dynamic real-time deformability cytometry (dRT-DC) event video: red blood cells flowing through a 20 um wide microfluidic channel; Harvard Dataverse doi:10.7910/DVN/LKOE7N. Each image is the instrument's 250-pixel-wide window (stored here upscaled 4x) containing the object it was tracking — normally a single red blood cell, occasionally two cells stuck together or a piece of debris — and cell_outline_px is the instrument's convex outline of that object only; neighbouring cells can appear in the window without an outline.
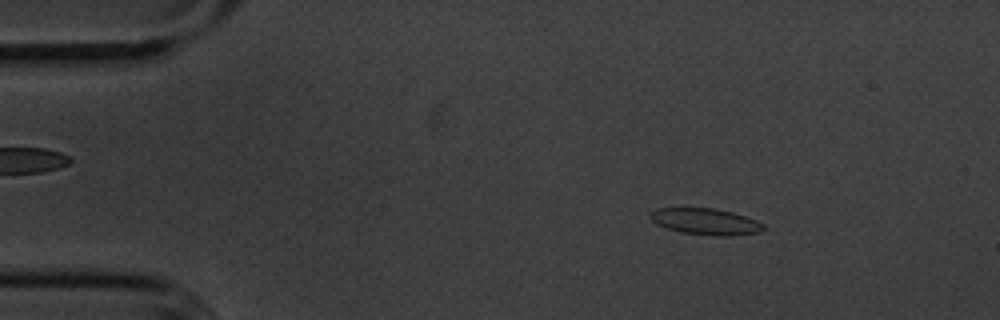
{"species": "common noctule bat (a hibernating species)", "species_latin": "Nyctalus noctula", "temperature_condition": "cold", "stored_images_in_passage": 48, "camera_frame_rate_fps": 3000, "um_per_image_px": 0.085, "animal": {"sex": "male", "body_mass_g": 20.1, "forearm_length_mm": 53.5}, "frame": {"image": 1, "passage_image": 1, "time_ms": 0.0, "image_size_px": [1000, 320], "cell_outline_px": [[764, 228], [760, 232], [728, 236], [712, 236], [680, 232], [656, 224], [648, 216], [648, 212], [656, 208], [716, 208], [732, 212], [756, 220], [764, 224]], "centroid_in_image_um": [59.94, 18.83], "position_along_channel_um": 25.1, "area_um2": 17.51}}
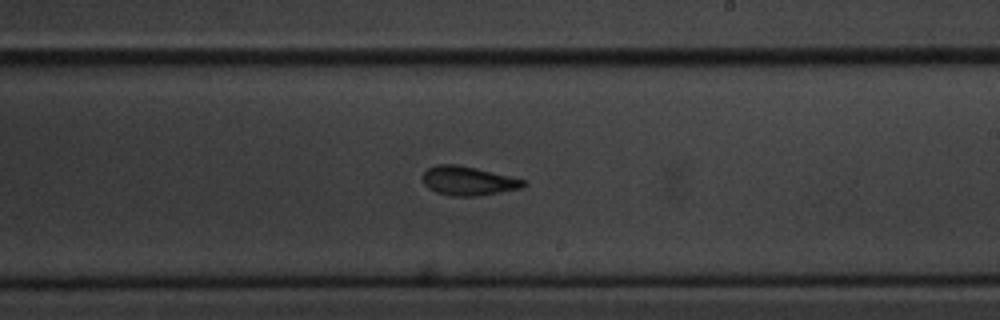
{"frame": {"image": 2, "passage_image": 25, "time_ms": 8.0, "image_size_px": [1000, 320], "cell_outline_px": [[528, 184], [520, 188], [476, 196], [452, 196], [436, 192], [428, 188], [424, 184], [424, 172], [428, 168], [436, 164], [456, 164], [508, 176], [524, 180]], "centroid_in_image_um": [39.76, 15.38], "position_along_channel_um": 249.2, "area_um2": 16.65}}
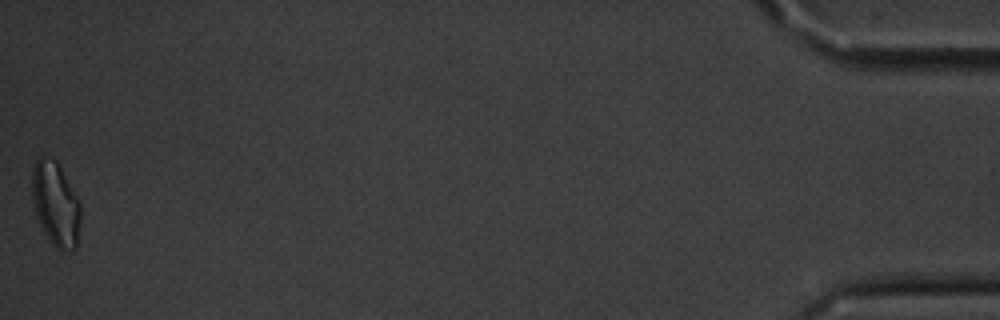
{"frame": {"image": 3, "passage_image": 48, "time_ms": 15.667, "image_size_px": [1000, 320], "cell_outline_px": [[80, 224], [76, 248], [72, 252], [60, 252], [52, 244], [44, 232], [40, 224], [32, 200], [32, 168], [36, 160], [40, 156], [44, 156], [56, 160], [60, 164], [80, 200]], "centroid_in_image_um": [4.75, 17.34], "position_along_channel_um": 430.4, "area_um2": 24.33}, "authors_computed_cell_mechanics": {"area_um2": 17.4556, "velocity_mm_per_s": 3.5948, "shape_relaxation_time_tau1_ms": 2.7962, "shape_relaxation_time_tau2_ms": 1.7388, "deformation_change_tau1": 0.113, "deformation_change_tau2": 0.0779}}